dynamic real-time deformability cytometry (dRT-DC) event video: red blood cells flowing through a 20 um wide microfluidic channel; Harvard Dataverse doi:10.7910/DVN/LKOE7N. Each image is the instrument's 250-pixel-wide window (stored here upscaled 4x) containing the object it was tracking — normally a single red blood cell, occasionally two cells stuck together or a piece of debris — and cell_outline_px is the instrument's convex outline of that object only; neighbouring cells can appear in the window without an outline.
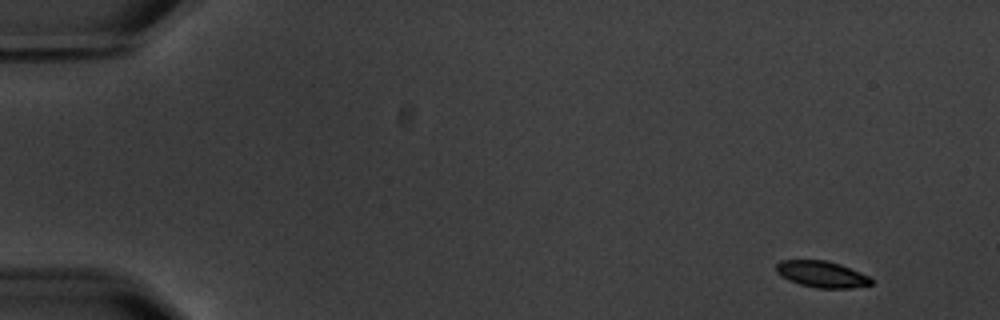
{"species": "common noctule bat (a hibernating species)", "species_latin": "Nyctalus noctula", "temperature_condition": "warm", "stored_images_in_passage": 6, "camera_frame_rate_fps": 3000, "um_per_image_px": 0.085, "animal": {"sex": "male", "body_mass_g": 20.1, "forearm_length_mm": 53.5}, "frame": {"image": 1, "passage_image": 1, "time_ms": 0.0, "image_size_px": [1000, 320], "cell_outline_px": [[872, 284], [852, 288], [816, 288], [800, 284], [788, 280], [780, 276], [776, 272], [776, 264], [780, 260], [824, 260], [840, 264], [860, 272], [868, 276], [872, 280]], "centroid_in_image_um": [69.82, 23.31], "position_along_channel_um": 15.2, "area_um2": 14.62}}
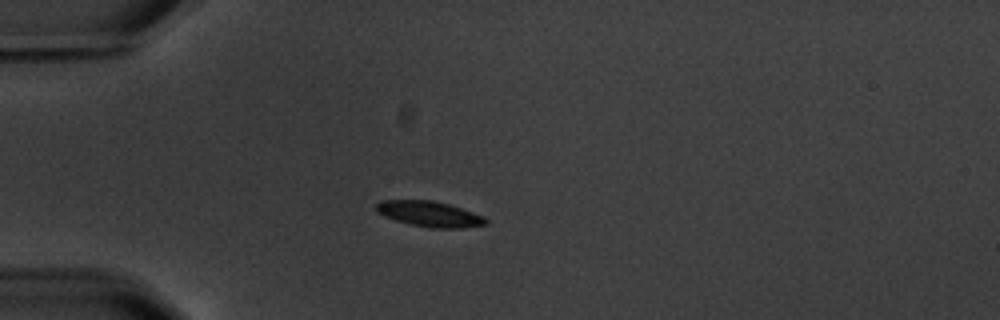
{"frame": {"image": 2, "passage_image": 4, "time_ms": 4.0, "image_size_px": [1000, 320], "cell_outline_px": [[488, 224], [464, 228], [432, 228], [412, 224], [396, 220], [384, 216], [376, 212], [376, 204], [380, 200], [432, 200], [448, 204], [484, 216], [488, 220]], "centroid_in_image_um": [36.52, 18.19], "position_along_channel_um": 48.5, "area_um2": 16.24}}
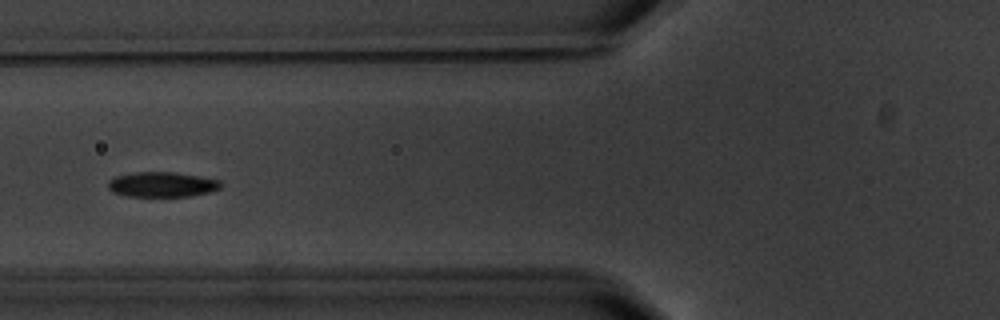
{"frame": {"image": 3, "passage_image": 6, "time_ms": 6.333, "image_size_px": [1000, 320], "cell_outline_px": [[220, 188], [212, 192], [192, 196], [128, 196], [112, 192], [108, 188], [108, 180], [116, 176], [136, 172], [176, 172], [200, 176], [220, 180]], "centroid_in_image_um": [13.78, 15.68], "position_along_channel_um": 112.0, "area_um2": 16.53}}